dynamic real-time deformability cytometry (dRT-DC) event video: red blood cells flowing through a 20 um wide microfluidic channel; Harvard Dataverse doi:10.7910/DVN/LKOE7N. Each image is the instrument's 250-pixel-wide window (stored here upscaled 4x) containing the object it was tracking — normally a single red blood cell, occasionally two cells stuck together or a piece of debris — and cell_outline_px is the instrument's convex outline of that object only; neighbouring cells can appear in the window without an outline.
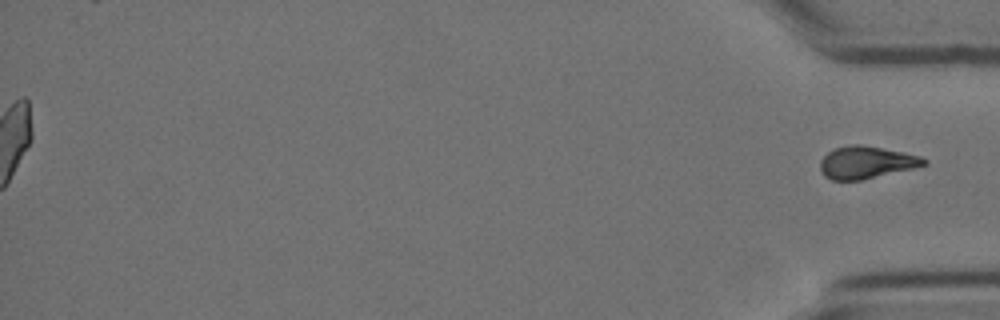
{"species": "Egyptian fruit bat (a non-hibernating species)", "species_latin": "Rousettus aegyptiacus", "temperature_condition": "cold", "stored_images_in_passage": 56, "segment_of_instrument_passage": [2, 2], "camera_frame_rate_fps": 3000, "um_per_image_px": 0.085, "animal": {"sex": "female"}, "frame": {"image": 1, "passage_image": 56, "time_ms": 18.333, "image_size_px": [1000, 320], "cell_outline_px": [[928, 164], [912, 168], [860, 180], [832, 180], [824, 176], [820, 168], [820, 160], [828, 152], [836, 148], [852, 144], [860, 144], [904, 152], [920, 156], [928, 160]], "centroid_in_image_um": [73.63, 13.8], "position_along_channel_um": 361.6, "area_um2": 19.36}}